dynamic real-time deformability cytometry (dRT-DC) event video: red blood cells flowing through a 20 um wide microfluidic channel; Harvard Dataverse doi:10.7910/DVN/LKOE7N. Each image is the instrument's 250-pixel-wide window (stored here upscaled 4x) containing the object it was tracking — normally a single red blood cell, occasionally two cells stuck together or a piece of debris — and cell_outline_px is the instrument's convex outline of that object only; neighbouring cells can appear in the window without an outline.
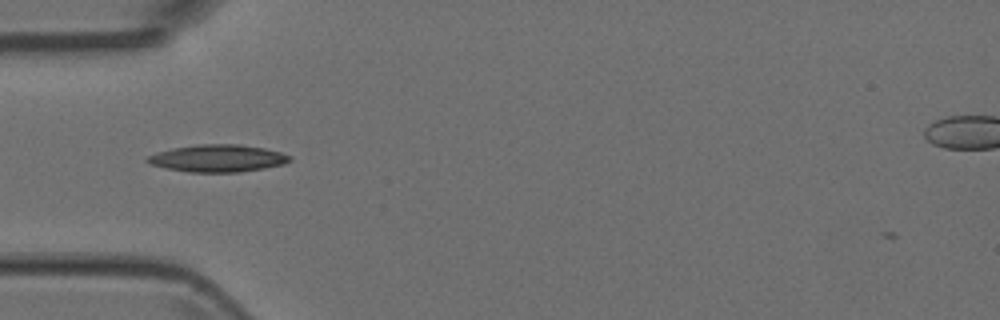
{"species": "Egyptian fruit bat (a non-hibernating species)", "species_latin": "Rousettus aegyptiacus", "temperature_condition": "room temperature", "stored_images_in_passage": 3, "camera_frame_rate_fps": 3000, "um_per_image_px": 0.085, "animal": {"sex": "female"}, "frame": {"image": 1, "passage_image": 1, "time_ms": 0.0, "image_size_px": [1000, 320], "cell_outline_px": [[292, 160], [284, 164], [264, 168], [240, 172], [188, 172], [168, 168], [152, 164], [144, 160], [148, 156], [156, 152], [172, 148], [196, 144], [240, 144], [264, 148], [280, 152], [292, 156]], "centroid_in_image_um": [18.53, 13.45], "position_along_channel_um": 66.5, "area_um2": 22.66}}
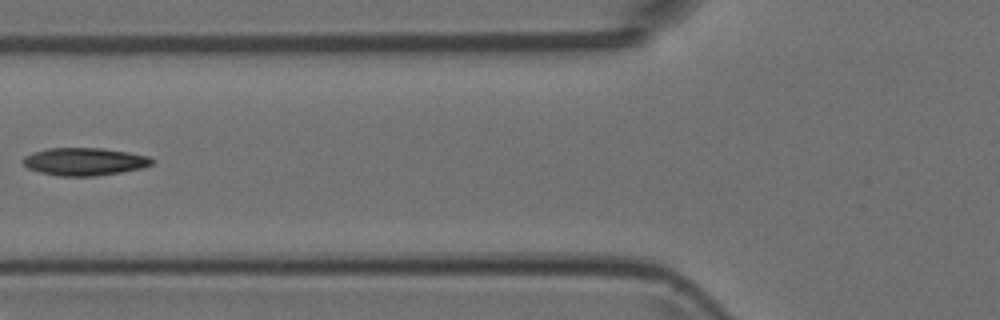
{"frame": {"image": 2, "passage_image": 2, "time_ms": 0.333, "image_size_px": [1000, 320], "cell_outline_px": [[152, 164], [144, 168], [96, 176], [60, 176], [40, 172], [28, 168], [20, 160], [24, 156], [32, 152], [48, 148], [104, 148], [128, 152], [148, 156], [152, 160]], "centroid_in_image_um": [7.15, 13.73], "position_along_channel_um": 118.6, "area_um2": 20.87}}
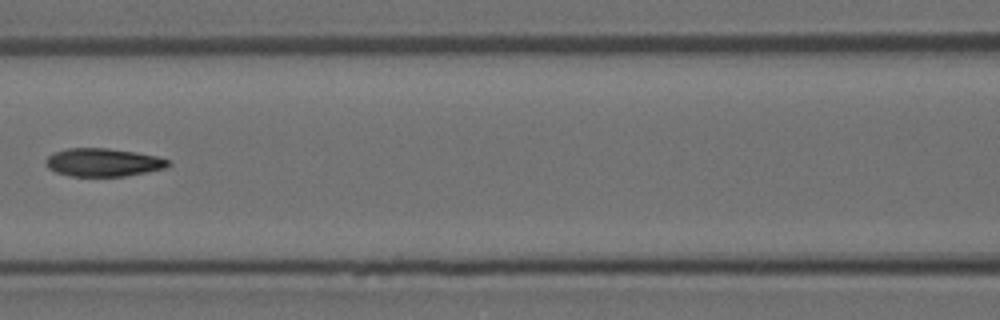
{"frame": {"image": 3, "passage_image": 3, "time_ms": 0.667, "image_size_px": [1000, 320], "cell_outline_px": [[172, 164], [164, 168], [124, 176], [72, 176], [56, 172], [48, 168], [44, 160], [48, 156], [56, 152], [68, 148], [108, 148], [136, 152], [156, 156], [168, 160]], "centroid_in_image_um": [8.75, 13.8], "position_along_channel_um": 157.8, "area_um2": 19.88}}